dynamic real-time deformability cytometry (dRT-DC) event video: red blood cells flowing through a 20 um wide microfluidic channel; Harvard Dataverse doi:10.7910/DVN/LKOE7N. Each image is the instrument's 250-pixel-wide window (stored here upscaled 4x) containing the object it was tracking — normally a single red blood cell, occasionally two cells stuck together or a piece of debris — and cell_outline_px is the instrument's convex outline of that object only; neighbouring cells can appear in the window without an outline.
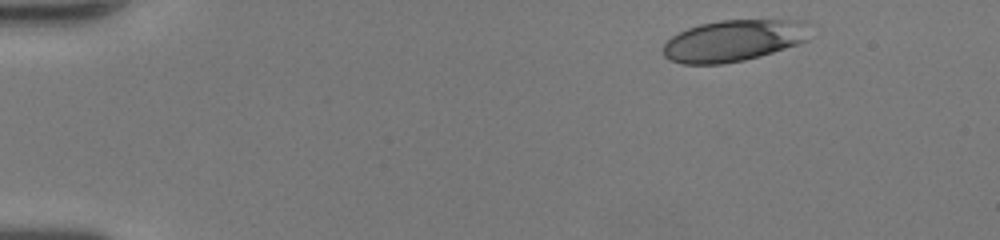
{"species": "human", "species_latin": "Homo sapiens", "temperature_condition": "room temperature", "stored_images_in_passage": 43, "camera_frame_rate_fps": 3000, "um_per_image_px": 0.085, "donor": {"sex": "female"}, "frame": {"image": 1, "passage_image": 1, "time_ms": 0.0, "image_size_px": [1000, 240], "cell_outline_px": [[808, 40], [760, 56], [744, 60], [724, 64], [680, 64], [668, 60], [664, 56], [664, 44], [672, 36], [688, 28], [700, 24], [720, 20], [804, 20]], "centroid_in_image_um": [62.3, 3.46], "position_along_channel_um": 22.7, "area_um2": 35.26}}
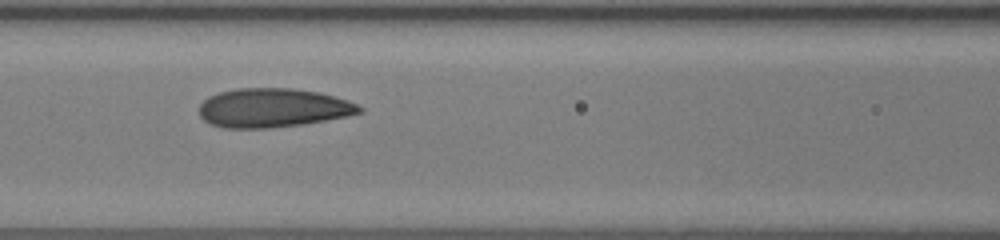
{"frame": {"image": 2, "passage_image": 17, "time_ms": 5.333, "image_size_px": [1000, 240], "cell_outline_px": [[364, 112], [348, 116], [304, 124], [272, 128], [224, 128], [212, 124], [204, 120], [200, 116], [200, 104], [208, 96], [220, 92], [236, 88], [292, 88], [316, 92], [348, 100], [364, 108]], "centroid_in_image_um": [23.21, 9.17], "position_along_channel_um": 143.4, "area_um2": 36.47}}
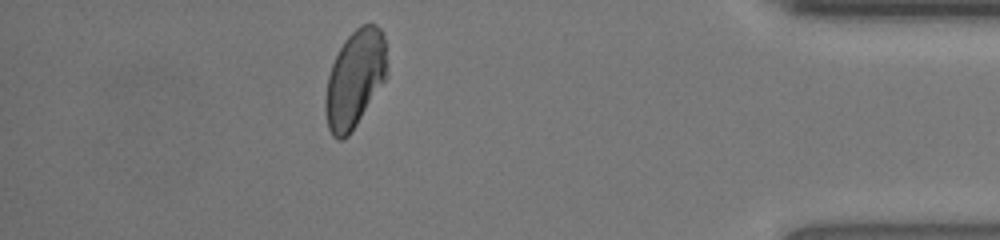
{"frame": {"image": 3, "passage_image": 38, "time_ms": 12.333, "image_size_px": [1000, 240], "cell_outline_px": [[388, 76], [348, 136], [340, 140], [336, 140], [332, 136], [328, 128], [324, 108], [324, 100], [328, 76], [332, 64], [344, 40], [356, 28], [364, 24], [376, 24], [380, 28], [384, 36], [388, 64]], "centroid_in_image_um": [30.17, 6.7], "position_along_channel_um": 405.0, "area_um2": 35.14}, "authors_computed_cell_mechanics": {"area_um2": 35.6626, "velocity_mm_per_s": 4.2993, "shape_relaxation_time_tau1_ms": 7.7159, "shape_relaxation_time_tau2_ms": 0.9219, "deformation_change_tau1": 0.1739, "deformation_change_tau2": 0.0558}}